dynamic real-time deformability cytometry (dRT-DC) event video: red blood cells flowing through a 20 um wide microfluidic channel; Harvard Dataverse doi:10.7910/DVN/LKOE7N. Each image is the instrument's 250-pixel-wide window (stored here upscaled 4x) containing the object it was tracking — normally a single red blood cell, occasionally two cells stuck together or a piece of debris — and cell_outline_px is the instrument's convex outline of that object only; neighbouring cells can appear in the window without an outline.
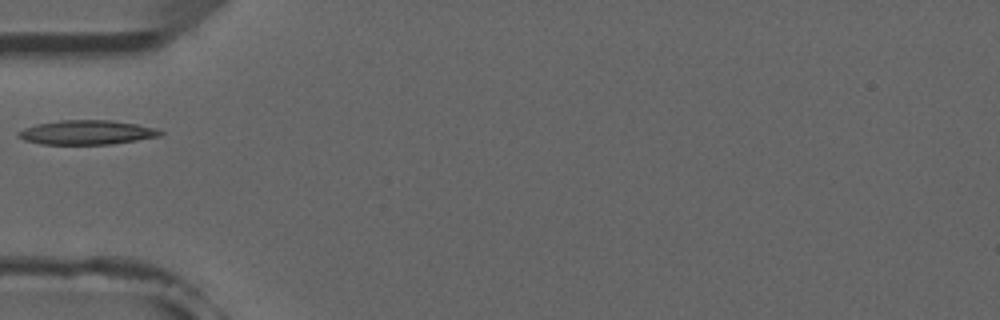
{"species": "common noctule bat (a hibernating species)", "species_latin": "Nyctalus noctula", "temperature_condition": "room temperature", "stored_images_in_passage": 4, "camera_frame_rate_fps": 3000, "um_per_image_px": 0.085, "animal": {"sex": "male", "forearm_length_mm": 52.5}, "frame": {"image": 1, "passage_image": 3, "time_ms": 2.333, "image_size_px": [1000, 320], "cell_outline_px": [[164, 132], [160, 136], [112, 144], [40, 144], [24, 140], [16, 136], [16, 132], [24, 128], [36, 124], [60, 120], [112, 120], [136, 124], [156, 128]], "centroid_in_image_um": [7.34, 11.25], "position_along_channel_um": 77.7, "area_um2": 20.17}}
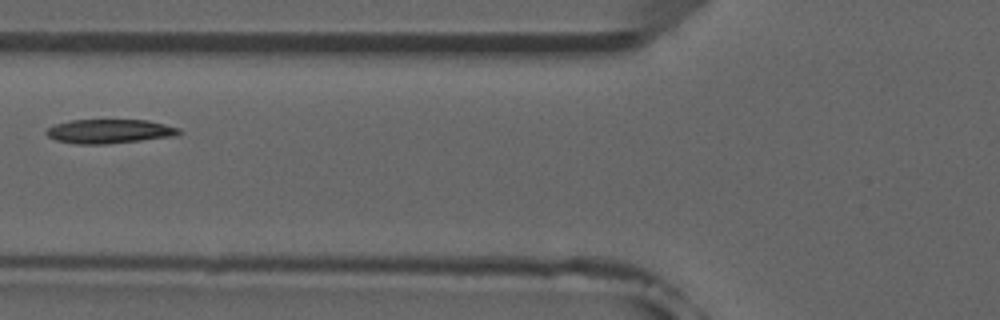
{"frame": {"image": 2, "passage_image": 4, "time_ms": 3.333, "image_size_px": [1000, 320], "cell_outline_px": [[184, 132], [176, 136], [104, 144], [76, 144], [56, 140], [48, 136], [44, 132], [48, 128], [56, 124], [72, 120], [148, 120], [180, 128]], "centroid_in_image_um": [9.33, 11.16], "position_along_channel_um": 116.5, "area_um2": 18.61}}